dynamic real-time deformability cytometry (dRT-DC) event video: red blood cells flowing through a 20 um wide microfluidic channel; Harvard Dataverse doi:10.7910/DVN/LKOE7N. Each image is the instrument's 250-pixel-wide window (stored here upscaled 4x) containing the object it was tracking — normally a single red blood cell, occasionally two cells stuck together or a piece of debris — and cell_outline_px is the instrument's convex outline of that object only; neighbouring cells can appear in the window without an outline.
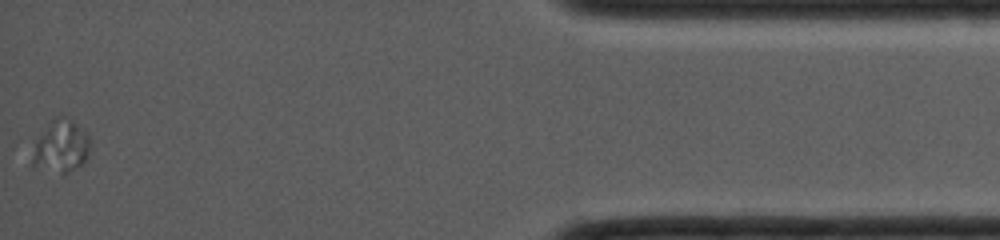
{"species": "common noctule bat (a hibernating species)", "species_latin": "Nyctalus noctula", "temperature_condition": "cold", "stored_images_in_passage": 17, "camera_frame_rate_fps": 4000, "um_per_image_px": 0.085, "animal": {"sex": "female", "body_mass_g": 19.0, "forearm_length_mm": 53.3}, "frame": {"image": 1, "passage_image": 17, "time_ms": 11.25, "image_size_px": [1000, 240], "cell_outline_px": [[88, 156], [84, 164], [64, 176], [28, 164], [36, 140], [48, 124], [60, 112], [72, 120], [88, 136]], "centroid_in_image_um": [5.14, 12.49], "position_along_channel_um": 430.1, "area_um2": 18.09}}